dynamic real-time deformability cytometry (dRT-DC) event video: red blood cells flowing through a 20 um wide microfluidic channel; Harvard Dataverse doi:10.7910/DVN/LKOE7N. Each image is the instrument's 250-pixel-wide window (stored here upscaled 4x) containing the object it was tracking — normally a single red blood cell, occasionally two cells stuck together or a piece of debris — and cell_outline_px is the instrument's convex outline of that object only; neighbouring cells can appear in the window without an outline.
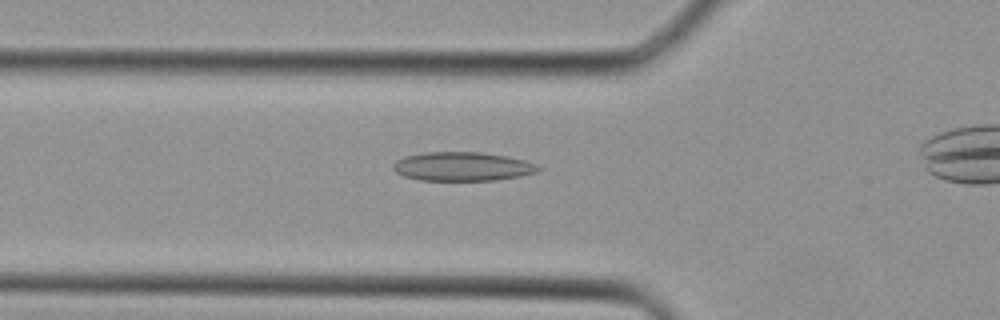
{"species": "Egyptian fruit bat (a non-hibernating species)", "species_latin": "Rousettus aegyptiacus", "temperature_condition": "cold", "stored_images_in_passage": 19, "camera_frame_rate_fps": 3000, "um_per_image_px": 0.085, "animal": {"sex": "female"}, "frame": {"image": 1, "passage_image": 9, "time_ms": 2.667, "image_size_px": [1000, 320], "cell_outline_px": [[540, 168], [536, 172], [520, 176], [496, 180], [420, 180], [404, 176], [396, 172], [392, 168], [392, 164], [396, 160], [404, 156], [424, 152], [480, 152], [508, 156], [524, 160], [536, 164]], "centroid_in_image_um": [39.27, 14.14], "position_along_channel_um": 86.5, "area_um2": 24.45}}
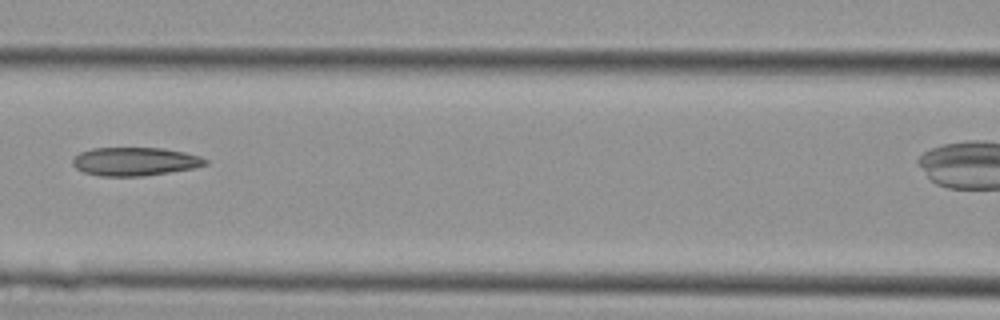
{"frame": {"image": 2, "passage_image": 13, "time_ms": 4.0, "image_size_px": [1000, 320], "cell_outline_px": [[208, 164], [192, 168], [144, 176], [100, 176], [84, 172], [76, 168], [72, 164], [72, 160], [80, 152], [92, 148], [164, 148], [184, 152], [200, 156], [208, 160]], "centroid_in_image_um": [11.46, 13.72], "position_along_channel_um": 155.1, "area_um2": 21.91}}
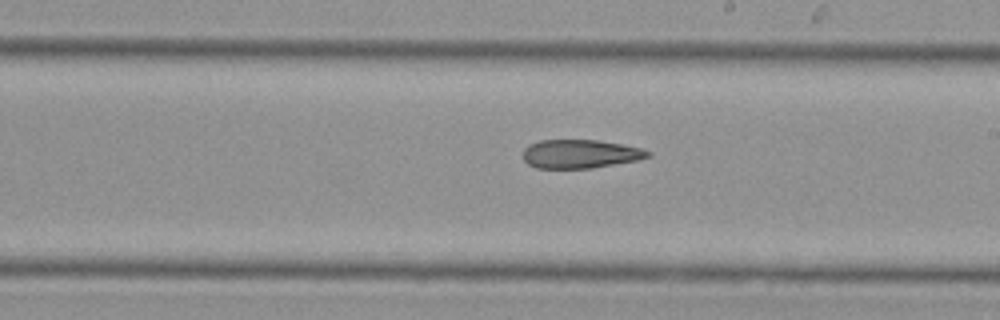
{"frame": {"image": 3, "passage_image": 18, "time_ms": 5.667, "image_size_px": [1000, 320], "cell_outline_px": [[652, 156], [636, 160], [588, 168], [536, 168], [528, 164], [524, 160], [524, 148], [528, 144], [540, 140], [596, 140], [620, 144], [640, 148], [652, 152]], "centroid_in_image_um": [49.29, 13.07], "position_along_channel_um": 239.7, "area_um2": 20.63}}